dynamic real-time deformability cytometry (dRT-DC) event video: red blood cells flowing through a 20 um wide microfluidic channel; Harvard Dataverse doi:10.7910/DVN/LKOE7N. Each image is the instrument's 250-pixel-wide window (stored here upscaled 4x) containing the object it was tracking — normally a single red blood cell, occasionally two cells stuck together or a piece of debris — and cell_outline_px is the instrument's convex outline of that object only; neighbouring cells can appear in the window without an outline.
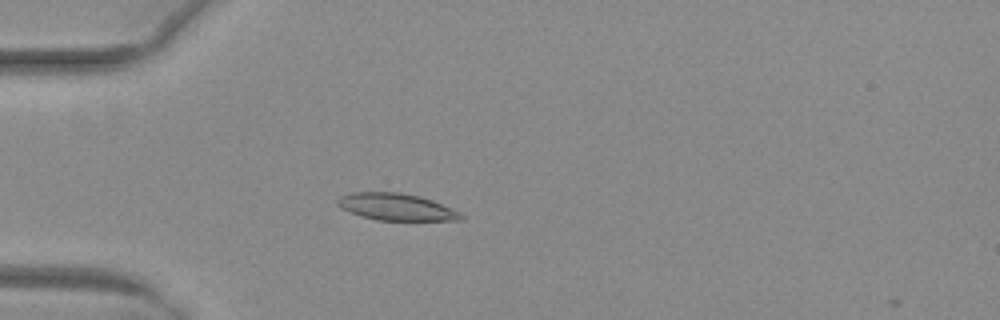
{"species": "common noctule bat (a hibernating species)", "species_latin": "Nyctalus noctula", "temperature_condition": "warm", "stored_images_in_passage": 39, "camera_frame_rate_fps": 3000, "um_per_image_px": 0.085, "animal": {"sex": "female", "body_mass_g": 29.2, "forearm_length_mm": 56.3}, "frame": {"image": 1, "passage_image": 2, "time_ms": 0.333, "image_size_px": [1000, 320], "cell_outline_px": [[464, 220], [376, 220], [360, 216], [336, 204], [336, 200], [340, 196], [352, 192], [400, 192], [420, 196], [432, 200], [452, 208], [460, 212], [464, 216]], "centroid_in_image_um": [33.7, 17.58], "position_along_channel_um": 51.3, "area_um2": 19.36}}
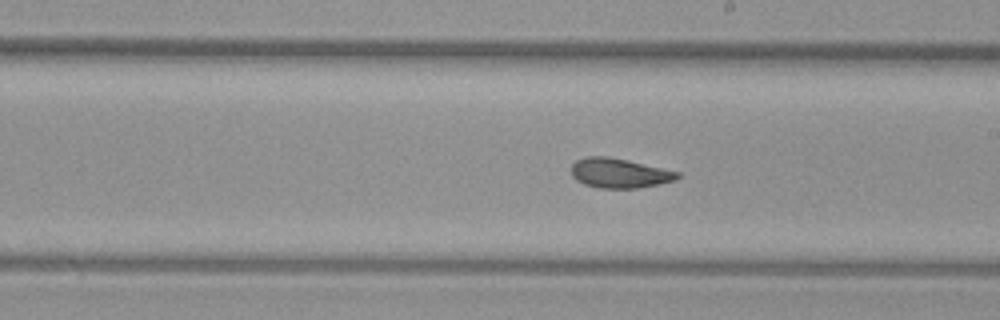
{"frame": {"image": 2, "passage_image": 17, "time_ms": 5.333, "image_size_px": [1000, 320], "cell_outline_px": [[680, 176], [676, 180], [660, 184], [636, 188], [600, 188], [584, 184], [576, 180], [572, 176], [572, 164], [576, 160], [588, 156], [608, 156], [628, 160], [680, 172]], "centroid_in_image_um": [52.65, 14.71], "position_along_channel_um": 236.3, "area_um2": 18.38}}
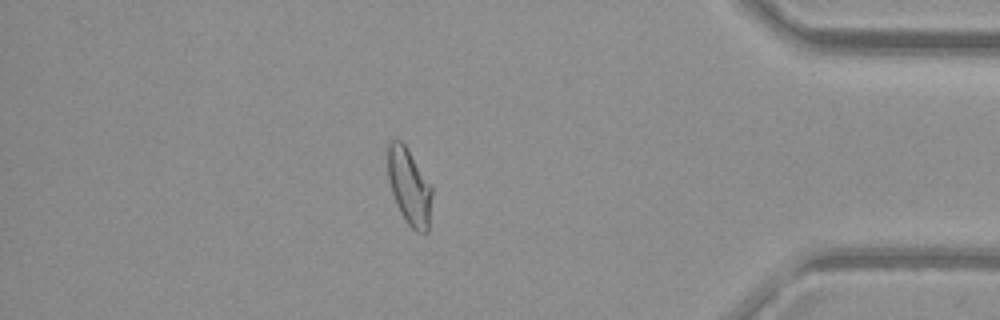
{"frame": {"image": 3, "passage_image": 32, "time_ms": 10.333, "image_size_px": [1000, 320], "cell_outline_px": [[432, 196], [428, 232], [416, 232], [408, 224], [400, 212], [392, 192], [388, 176], [388, 144], [392, 140], [400, 140], [404, 144], [432, 184]], "centroid_in_image_um": [34.81, 15.87], "position_along_channel_um": 400.4, "area_um2": 19.59}, "authors_computed_cell_mechanics": {"area_um2": 19.363, "velocity_mm_per_s": 3.9922, "shape_relaxation_time_tau1_ms": 5.6996, "shape_relaxation_time_tau2_ms": 1.9113, "deformation_change_tau1": 0.176, "deformation_change_tau2": 0.0736}}